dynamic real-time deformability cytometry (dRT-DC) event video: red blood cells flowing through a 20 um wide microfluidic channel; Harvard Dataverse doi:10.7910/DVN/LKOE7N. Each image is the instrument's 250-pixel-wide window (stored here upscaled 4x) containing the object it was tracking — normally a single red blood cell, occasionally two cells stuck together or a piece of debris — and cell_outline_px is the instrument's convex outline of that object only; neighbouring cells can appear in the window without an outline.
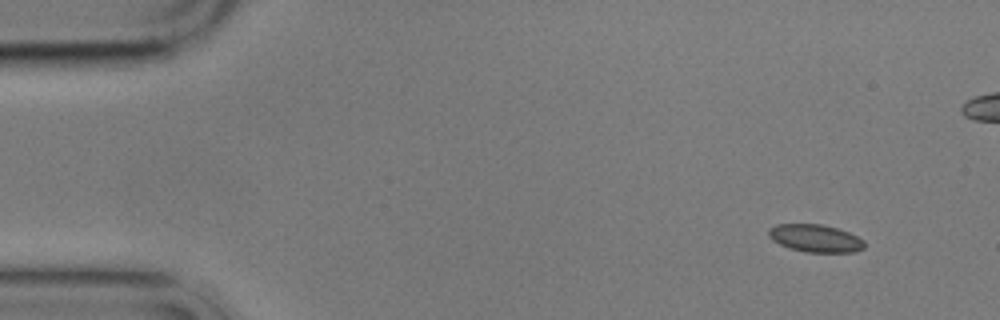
{"species": "common noctule bat (a hibernating species)", "species_latin": "Nyctalus noctula", "temperature_condition": "cold", "stored_images_in_passage": 7, "camera_frame_rate_fps": 3000, "um_per_image_px": 0.085, "animal": {"sex": "male", "body_mass_g": 17.9}, "frame": {"image": 1, "passage_image": 1, "time_ms": 0.0, "image_size_px": [1000, 320], "cell_outline_px": [[864, 248], [856, 252], [804, 252], [788, 248], [772, 240], [768, 236], [768, 228], [776, 224], [820, 224], [836, 228], [848, 232], [864, 240]], "centroid_in_image_um": [69.27, 20.26], "position_along_channel_um": 15.7, "area_um2": 15.49}}
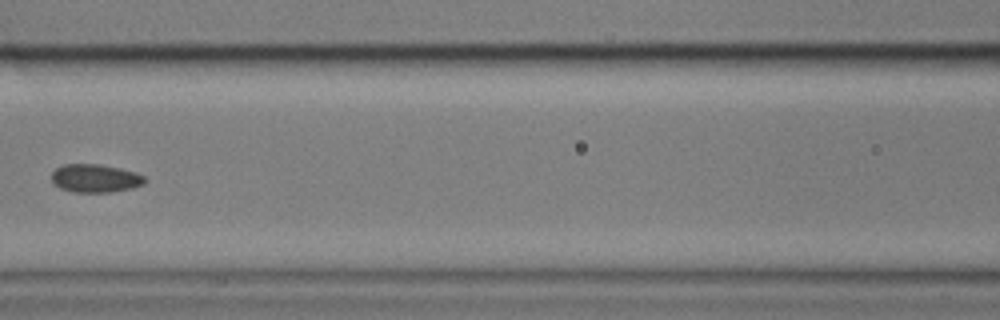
{"frame": {"image": 2, "passage_image": 7, "time_ms": 7.0, "image_size_px": [1000, 320], "cell_outline_px": [[148, 180], [144, 184], [132, 188], [108, 192], [72, 192], [60, 188], [52, 184], [52, 172], [56, 168], [64, 164], [96, 164], [120, 168], [136, 172], [144, 176]], "centroid_in_image_um": [8.1, 15.16], "position_along_channel_um": 158.5, "area_um2": 15.43}}